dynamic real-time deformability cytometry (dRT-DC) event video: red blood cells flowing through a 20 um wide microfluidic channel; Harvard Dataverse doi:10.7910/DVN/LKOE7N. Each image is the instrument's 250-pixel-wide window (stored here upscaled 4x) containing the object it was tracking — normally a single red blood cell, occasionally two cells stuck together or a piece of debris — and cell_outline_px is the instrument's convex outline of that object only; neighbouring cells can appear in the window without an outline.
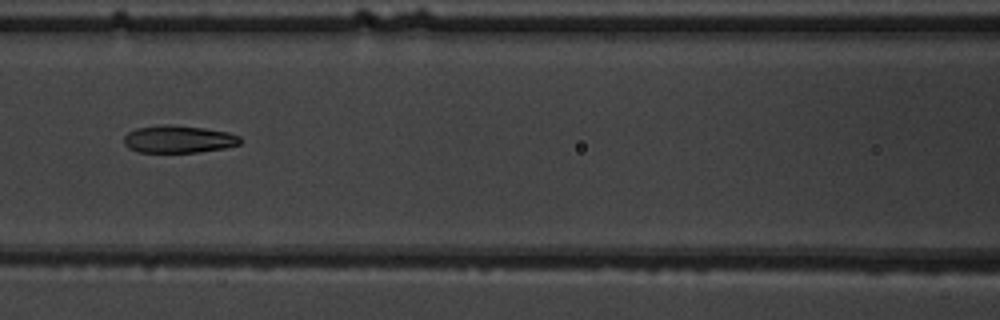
{"species": "common noctule bat (a hibernating species)", "species_latin": "Nyctalus noctula", "temperature_condition": "warm", "stored_images_in_passage": 7, "camera_frame_rate_fps": 3000, "um_per_image_px": 0.085, "animal": {"sex": "male", "body_mass_g": 19.5, "forearm_length_mm": 54.6}, "frame": {"image": 1, "passage_image": 7, "time_ms": 7.667, "image_size_px": [1000, 320], "cell_outline_px": [[244, 140], [240, 144], [224, 148], [196, 152], [136, 152], [128, 148], [124, 144], [124, 136], [128, 132], [136, 128], [164, 124], [168, 124], [204, 128], [228, 132], [240, 136]], "centroid_in_image_um": [15.18, 11.83], "position_along_channel_um": 151.4, "area_um2": 18.73}}